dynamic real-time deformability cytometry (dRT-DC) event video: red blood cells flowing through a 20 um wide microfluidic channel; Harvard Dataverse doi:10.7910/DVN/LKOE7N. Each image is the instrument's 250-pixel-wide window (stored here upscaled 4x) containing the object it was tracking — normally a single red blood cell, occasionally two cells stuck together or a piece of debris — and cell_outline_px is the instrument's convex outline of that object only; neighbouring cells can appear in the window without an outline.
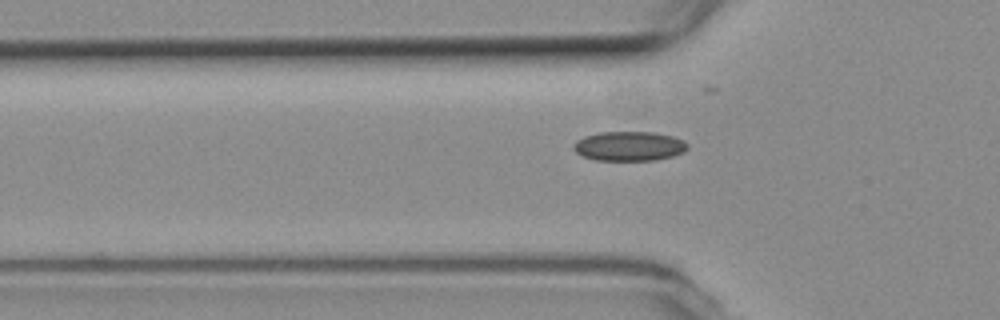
{"species": "common noctule bat (a hibernating species)", "species_latin": "Nyctalus noctula", "temperature_condition": "room temperature", "stored_images_in_passage": 29, "camera_frame_rate_fps": 3000, "um_per_image_px": 0.085, "animal": {"sex": "female", "body_mass_g": 19.3, "forearm_length_mm": 54.1}, "frame": {"image": 1, "passage_image": 2, "time_ms": 0.333, "image_size_px": [1000, 320], "cell_outline_px": [[688, 148], [684, 152], [672, 156], [656, 160], [596, 160], [584, 156], [576, 152], [572, 148], [572, 144], [576, 140], [584, 136], [600, 132], [652, 132], [672, 136], [684, 140], [688, 144]], "centroid_in_image_um": [53.47, 12.42], "position_along_channel_um": 72.3, "area_um2": 19.65}}
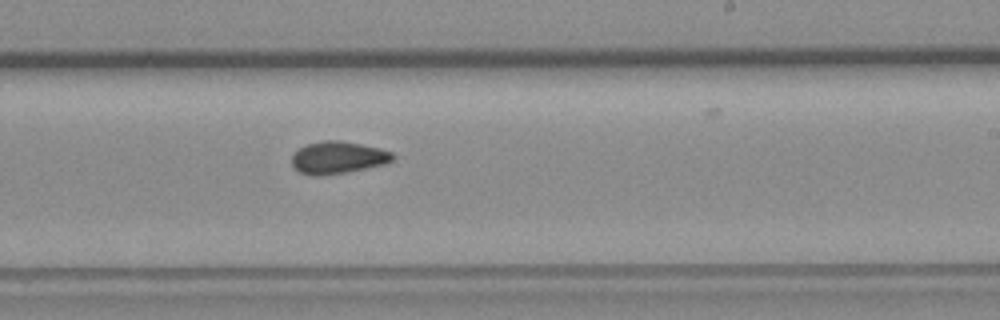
{"frame": {"image": 2, "passage_image": 17, "time_ms": 5.333, "image_size_px": [1000, 320], "cell_outline_px": [[396, 156], [392, 160], [384, 164], [348, 172], [320, 176], [312, 176], [300, 172], [292, 164], [292, 156], [300, 148], [308, 144], [324, 140], [340, 140], [380, 148], [392, 152]], "centroid_in_image_um": [28.74, 13.4], "position_along_channel_um": 260.3, "area_um2": 18.9}}
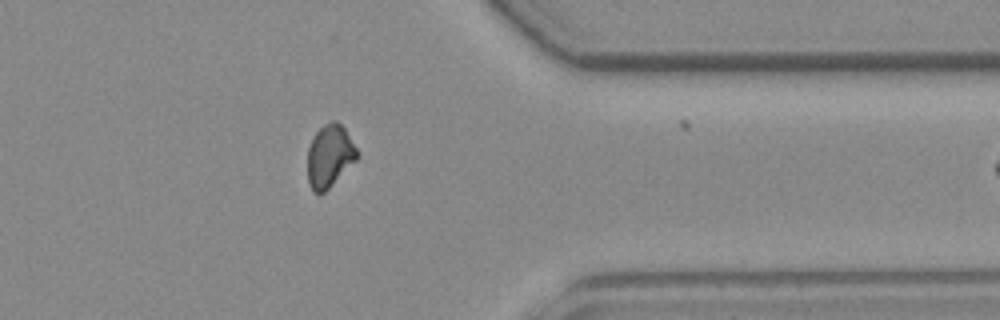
{"frame": {"image": 3, "passage_image": 28, "time_ms": 9.0, "image_size_px": [1000, 320], "cell_outline_px": [[360, 156], [324, 192], [312, 192], [308, 184], [308, 148], [316, 132], [324, 124], [332, 120], [336, 120], [344, 128], [360, 152]], "centroid_in_image_um": [28.03, 13.25], "position_along_channel_um": 383.4, "area_um2": 17.98}}